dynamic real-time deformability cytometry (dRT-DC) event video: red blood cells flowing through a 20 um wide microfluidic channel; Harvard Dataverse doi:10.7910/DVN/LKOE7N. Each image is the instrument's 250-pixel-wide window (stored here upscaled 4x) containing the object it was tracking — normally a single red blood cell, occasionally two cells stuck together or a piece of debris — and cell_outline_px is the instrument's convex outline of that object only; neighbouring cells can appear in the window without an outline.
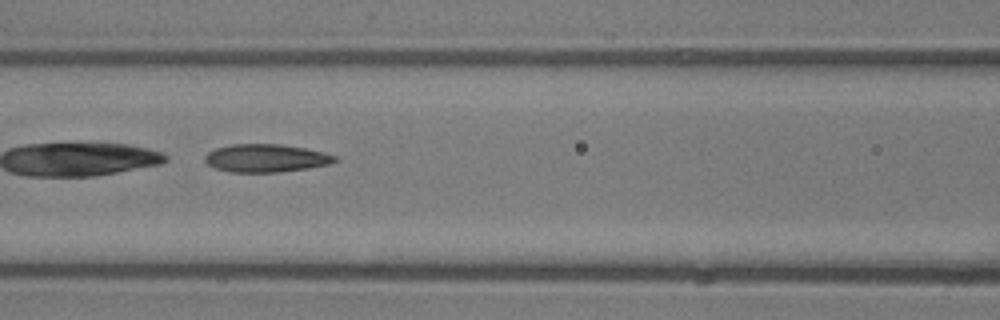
{"species": "common noctule bat (a hibernating species)", "species_latin": "Nyctalus noctula", "temperature_condition": "room temperature", "stored_images_in_passage": 47, "camera_frame_rate_fps": 3000, "um_per_image_px": 0.085, "animal": {"sex": "male", "body_mass_g": 13.3}, "frame": {"image": 1, "passage_image": 20, "time_ms": 6.333, "image_size_px": [1000, 320], "cell_outline_px": [[340, 160], [328, 164], [308, 168], [280, 172], [232, 172], [216, 168], [208, 164], [204, 160], [204, 156], [208, 152], [216, 148], [232, 144], [280, 144], [304, 148], [324, 152], [336, 156]], "centroid_in_image_um": [22.62, 13.44], "position_along_channel_um": 144.0, "area_um2": 21.15}}
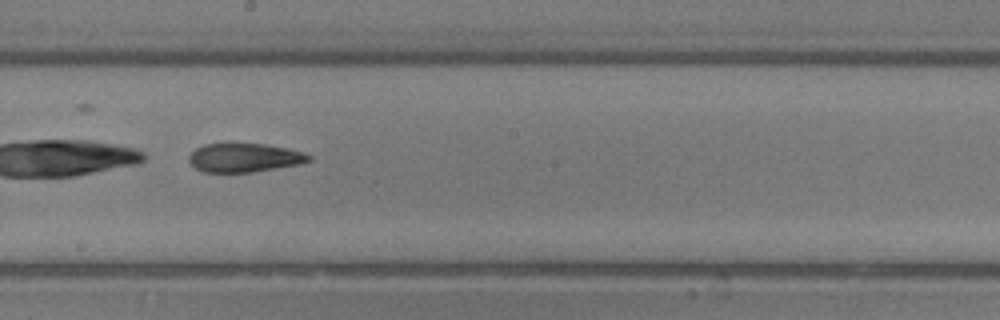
{"frame": {"image": 2, "passage_image": 26, "time_ms": 8.333, "image_size_px": [1000, 320], "cell_outline_px": [[312, 160], [300, 164], [252, 172], [204, 172], [196, 168], [188, 160], [188, 156], [196, 148], [204, 144], [228, 140], [264, 144], [288, 148], [312, 156]], "centroid_in_image_um": [20.73, 13.35], "position_along_channel_um": 227.5, "area_um2": 20.81}}
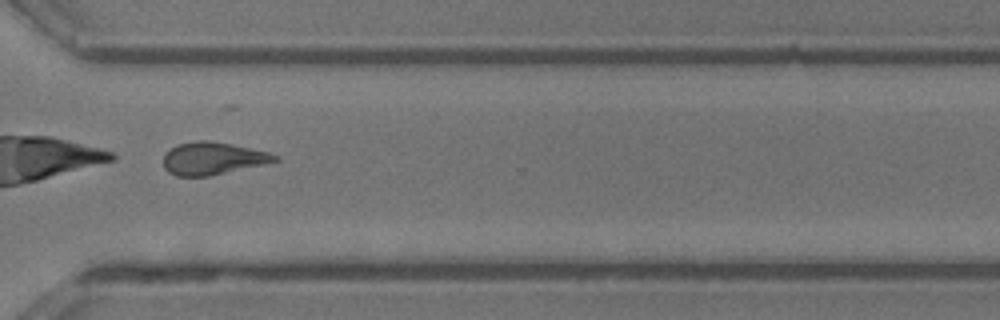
{"frame": {"image": 3, "passage_image": 35, "time_ms": 11.333, "image_size_px": [1000, 320], "cell_outline_px": [[280, 160], [264, 164], [208, 176], [176, 176], [168, 172], [164, 168], [164, 156], [176, 144], [196, 140], [212, 140], [232, 144], [268, 152], [280, 156]], "centroid_in_image_um": [18.09, 13.45], "position_along_channel_um": 352.5, "area_um2": 21.1}}